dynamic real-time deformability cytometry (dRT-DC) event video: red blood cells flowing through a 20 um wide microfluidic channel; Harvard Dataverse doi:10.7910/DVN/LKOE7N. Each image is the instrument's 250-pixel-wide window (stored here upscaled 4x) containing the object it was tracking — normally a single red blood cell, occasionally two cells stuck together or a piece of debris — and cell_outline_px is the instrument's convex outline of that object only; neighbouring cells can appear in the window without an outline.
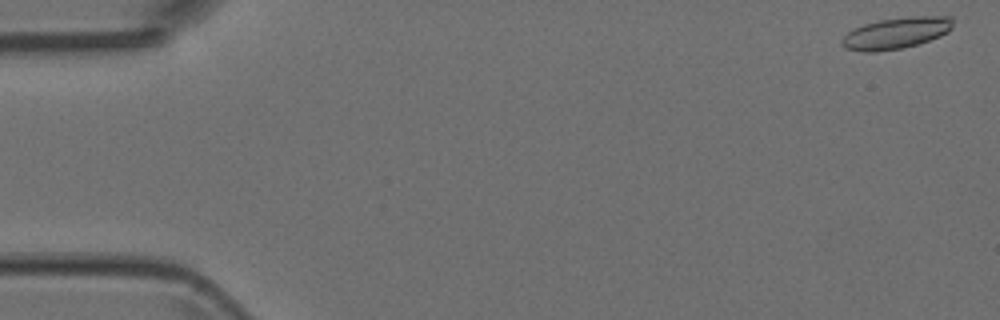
{"species": "Egyptian fruit bat (a non-hibernating species)", "species_latin": "Rousettus aegyptiacus", "temperature_condition": "room temperature", "stored_images_in_passage": 6, "camera_frame_rate_fps": 3000, "um_per_image_px": 0.085, "animal": {"sex": "female"}, "frame": {"image": 1, "passage_image": 1, "time_ms": 0.0, "image_size_px": [1000, 320], "cell_outline_px": [[952, 28], [948, 32], [940, 36], [916, 44], [900, 48], [876, 52], [864, 52], [844, 48], [840, 44], [840, 40], [852, 28], [864, 24], [880, 20], [908, 16], [952, 16]], "centroid_in_image_um": [76.13, 2.81], "position_along_channel_um": 8.9, "area_um2": 20.35}}